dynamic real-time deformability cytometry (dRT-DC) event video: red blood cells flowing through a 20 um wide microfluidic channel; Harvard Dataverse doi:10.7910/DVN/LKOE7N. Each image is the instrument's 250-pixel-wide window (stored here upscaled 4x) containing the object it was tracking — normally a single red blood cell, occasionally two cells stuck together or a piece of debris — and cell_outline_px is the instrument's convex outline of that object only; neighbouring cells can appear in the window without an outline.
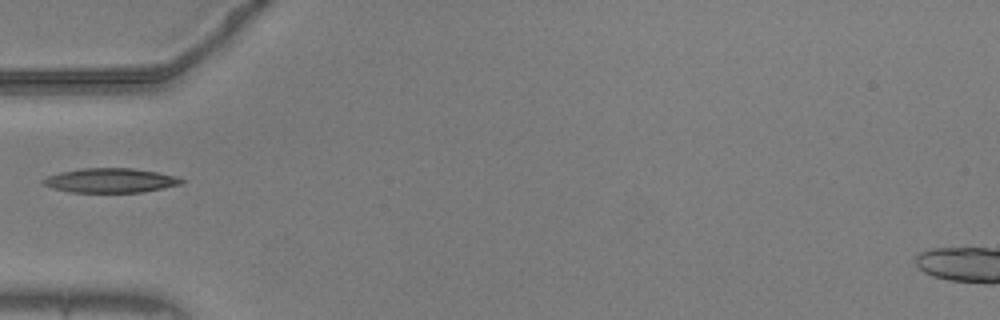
{"species": "common noctule bat (a hibernating species)", "species_latin": "Nyctalus noctula", "temperature_condition": "warm", "stored_images_in_passage": 38, "camera_frame_rate_fps": 3000, "um_per_image_px": 0.085, "animal": {"sex": "male", "body_mass_g": 20.5, "forearm_length_mm": 52.5}, "frame": {"image": 1, "passage_image": 1, "time_ms": 0.0, "image_size_px": [1000, 320], "cell_outline_px": [[184, 184], [144, 192], [68, 192], [52, 188], [44, 184], [40, 180], [48, 176], [60, 172], [80, 168], [132, 168], [180, 176], [184, 180]], "centroid_in_image_um": [9.43, 15.34], "position_along_channel_um": 75.6, "area_um2": 19.88}}
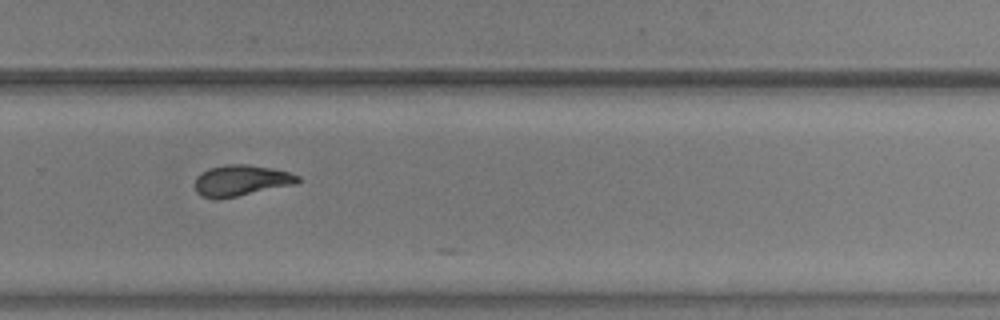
{"frame": {"image": 2, "passage_image": 20, "time_ms": 6.333, "image_size_px": [1000, 320], "cell_outline_px": [[300, 180], [296, 184], [236, 196], [204, 196], [196, 192], [196, 176], [200, 172], [208, 168], [224, 164], [248, 164], [272, 168], [288, 172], [300, 176]], "centroid_in_image_um": [20.53, 15.29], "position_along_channel_um": 309.3, "area_um2": 18.15}}
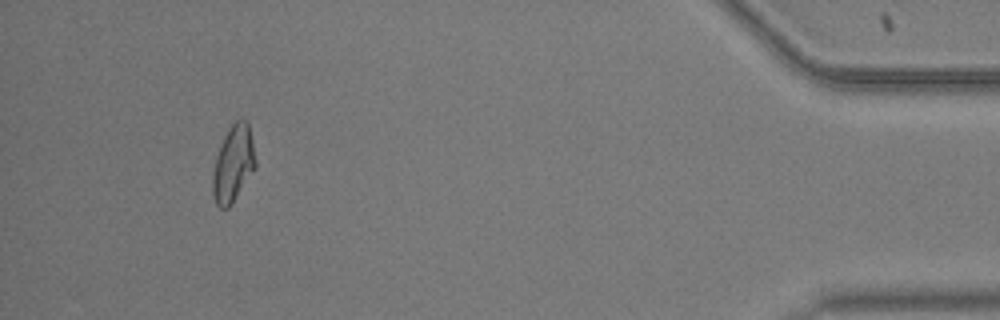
{"frame": {"image": 3, "passage_image": 34, "time_ms": 11.0, "image_size_px": [1000, 320], "cell_outline_px": [[256, 168], [228, 208], [220, 208], [216, 204], [212, 192], [212, 176], [216, 156], [224, 136], [228, 128], [240, 116], [248, 120], [256, 160]], "centroid_in_image_um": [19.83, 13.88], "position_along_channel_um": 415.4, "area_um2": 19.19}}